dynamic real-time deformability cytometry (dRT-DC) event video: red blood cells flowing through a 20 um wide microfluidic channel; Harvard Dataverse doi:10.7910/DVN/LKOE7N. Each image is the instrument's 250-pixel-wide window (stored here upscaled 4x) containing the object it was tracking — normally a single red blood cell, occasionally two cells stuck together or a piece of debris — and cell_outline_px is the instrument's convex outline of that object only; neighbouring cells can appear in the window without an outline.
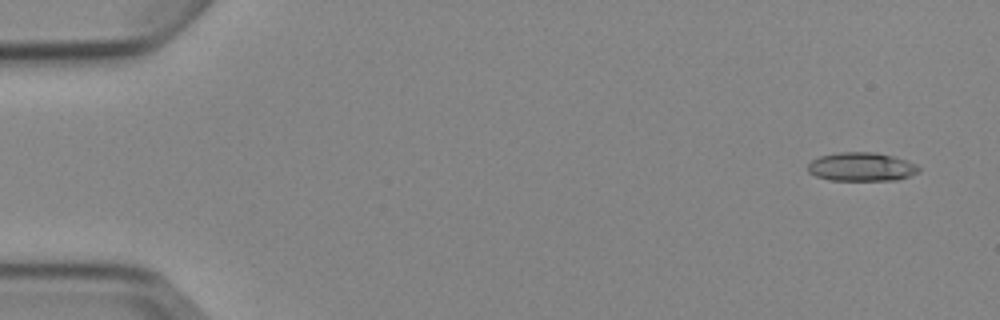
{"species": "Egyptian fruit bat (a non-hibernating species)", "species_latin": "Rousettus aegyptiacus", "temperature_condition": "cold", "stored_images_in_passage": 5, "camera_frame_rate_fps": 3000, "um_per_image_px": 0.085, "animal": {"sex": "female"}, "frame": {"image": 1, "passage_image": 1, "time_ms": 0.0, "image_size_px": [1000, 320], "cell_outline_px": [[920, 172], [896, 180], [828, 180], [816, 176], [808, 172], [808, 164], [812, 160], [820, 156], [840, 152], [876, 152], [892, 156], [916, 164], [920, 168]], "centroid_in_image_um": [73.21, 14.18], "position_along_channel_um": 11.8, "area_um2": 18.5}}
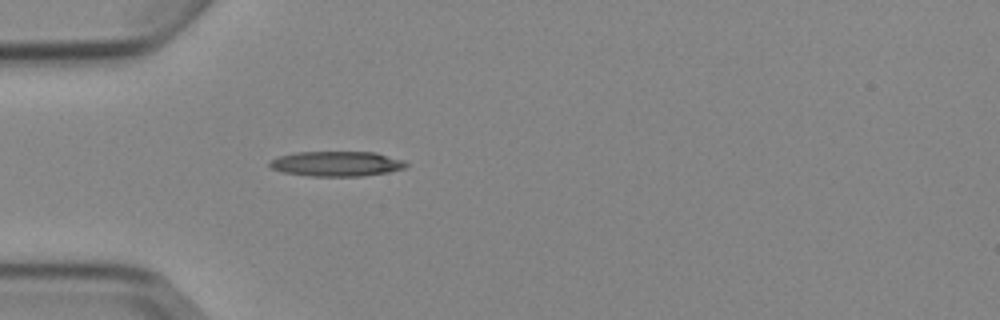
{"frame": {"image": 2, "passage_image": 5, "time_ms": 4.333, "image_size_px": [1000, 320], "cell_outline_px": [[408, 164], [404, 168], [388, 172], [364, 176], [312, 176], [284, 172], [272, 168], [268, 164], [272, 160], [280, 156], [296, 152], [376, 152], [404, 160]], "centroid_in_image_um": [28.65, 13.92], "position_along_channel_um": 56.3, "area_um2": 19.77}}